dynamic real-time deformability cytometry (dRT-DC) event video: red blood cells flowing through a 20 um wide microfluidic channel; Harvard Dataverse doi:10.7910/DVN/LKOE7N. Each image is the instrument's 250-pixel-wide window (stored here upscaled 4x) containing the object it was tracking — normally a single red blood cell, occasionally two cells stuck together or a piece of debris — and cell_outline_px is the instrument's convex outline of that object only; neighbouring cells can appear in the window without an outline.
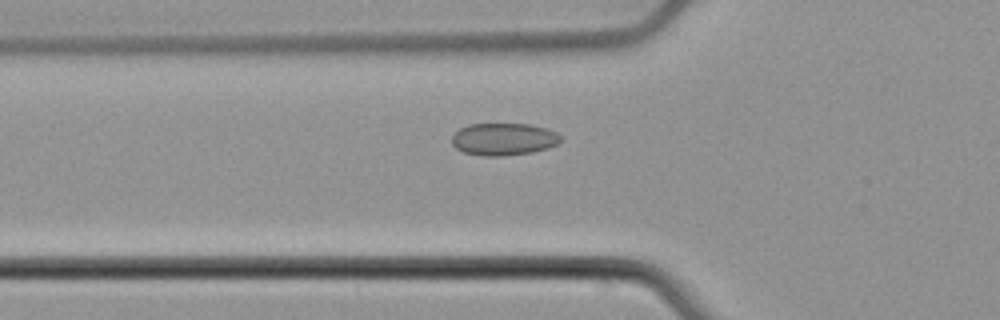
{"species": "common noctule bat (a hibernating species)", "species_latin": "Nyctalus noctula", "temperature_condition": "cold", "stored_images_in_passage": 35, "camera_frame_rate_fps": 3000, "um_per_image_px": 0.085, "animal": {"sex": "male", "body_mass_g": 21.5, "forearm_length_mm": 52.0}, "frame": {"image": 1, "passage_image": 5, "time_ms": 1.333, "image_size_px": [1000, 320], "cell_outline_px": [[560, 140], [556, 144], [548, 148], [532, 152], [500, 156], [484, 156], [464, 152], [456, 148], [452, 144], [452, 136], [460, 128], [468, 124], [528, 124], [544, 128], [556, 132], [560, 136]], "centroid_in_image_um": [42.78, 11.83], "position_along_channel_um": 83.0, "area_um2": 20.29}}
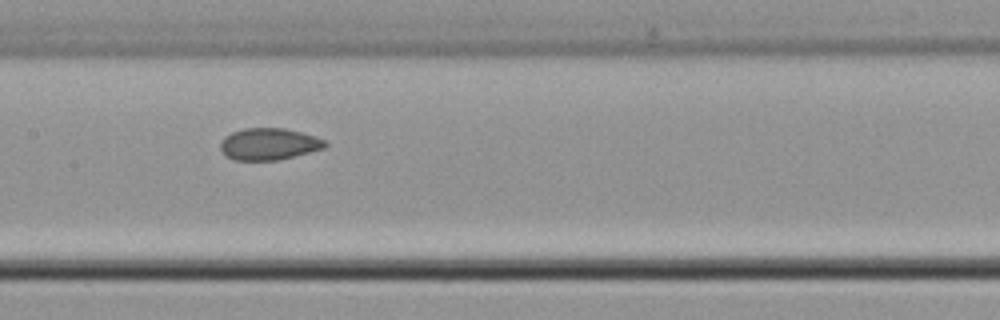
{"frame": {"image": 2, "passage_image": 13, "time_ms": 4.0, "image_size_px": [1000, 320], "cell_outline_px": [[328, 144], [324, 148], [276, 160], [232, 160], [220, 148], [220, 144], [224, 136], [232, 132], [244, 128], [284, 128], [316, 136], [324, 140]], "centroid_in_image_um": [22.84, 12.23], "position_along_channel_um": 184.6, "area_um2": 19.19}}
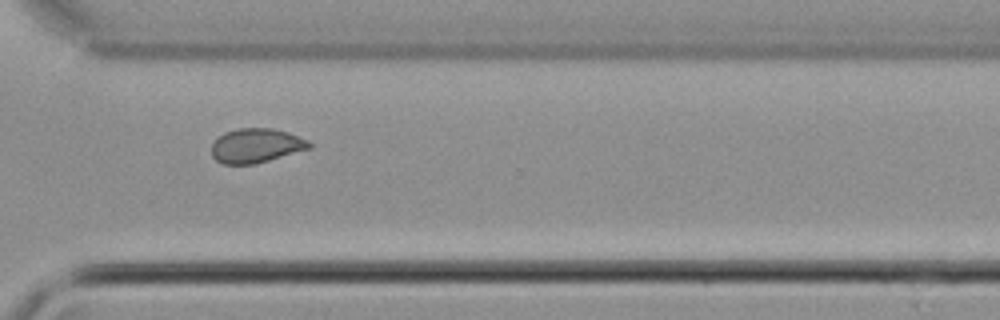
{"frame": {"image": 3, "passage_image": 26, "time_ms": 8.333, "image_size_px": [1000, 320], "cell_outline_px": [[312, 148], [256, 164], [220, 164], [212, 156], [212, 144], [224, 132], [236, 128], [272, 128], [288, 132], [308, 140], [312, 144]], "centroid_in_image_um": [21.78, 12.38], "position_along_channel_um": 348.8, "area_um2": 19.71}, "authors_computed_cell_mechanics": {"area_um2": 19.941, "velocity_mm_per_s": 3.7939, "shape_relaxation_time_tau1_ms": null, "shape_relaxation_time_tau2_ms": 2.2233, "deformation_change_tau1": null, "deformation_change_tau2": 0.0529}}